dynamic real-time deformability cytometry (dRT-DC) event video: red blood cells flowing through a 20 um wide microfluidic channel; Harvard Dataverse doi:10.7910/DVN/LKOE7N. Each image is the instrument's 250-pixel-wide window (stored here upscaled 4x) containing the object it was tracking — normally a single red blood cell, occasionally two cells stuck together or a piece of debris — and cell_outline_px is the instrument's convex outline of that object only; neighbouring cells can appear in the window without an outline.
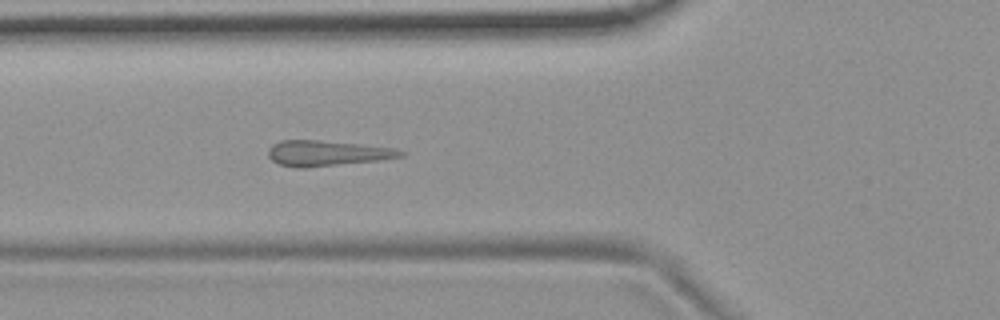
{"species": "common noctule bat (a hibernating species)", "species_latin": "Nyctalus noctula", "temperature_condition": "room temperature", "stored_images_in_passage": 4, "camera_frame_rate_fps": 3000, "um_per_image_px": 0.085, "animal": {"sex": "female", "body_mass_g": 19.9}, "frame": {"image": 1, "passage_image": 4, "time_ms": 1.0, "image_size_px": [1000, 320], "cell_outline_px": [[408, 152], [404, 156], [380, 160], [304, 168], [296, 168], [280, 164], [272, 160], [268, 156], [268, 148], [272, 144], [280, 140], [320, 140], [396, 148]], "centroid_in_image_um": [27.81, 13.02], "position_along_channel_um": 98.0, "area_um2": 19.77}}